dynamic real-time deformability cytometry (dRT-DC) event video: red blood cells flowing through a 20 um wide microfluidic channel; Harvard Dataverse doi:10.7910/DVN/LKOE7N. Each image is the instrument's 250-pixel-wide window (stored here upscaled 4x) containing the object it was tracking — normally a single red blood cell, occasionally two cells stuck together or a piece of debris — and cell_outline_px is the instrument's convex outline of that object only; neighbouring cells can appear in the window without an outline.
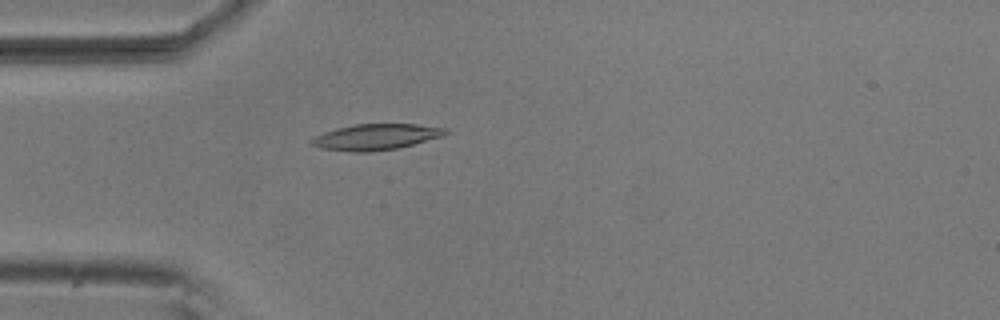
{"species": "common noctule bat (a hibernating species)", "species_latin": "Nyctalus noctula", "temperature_condition": "room temperature", "stored_images_in_passage": 54, "camera_frame_rate_fps": 3000, "um_per_image_px": 0.085, "animal": {"sex": "male", "body_mass_g": 20.5, "forearm_length_mm": 52.5}, "frame": {"image": 1, "passage_image": 15, "time_ms": 4.667, "image_size_px": [1000, 320], "cell_outline_px": [[448, 132], [444, 136], [400, 148], [368, 152], [352, 152], [320, 148], [312, 144], [308, 140], [324, 132], [336, 128], [356, 124], [416, 124], [444, 128]], "centroid_in_image_um": [31.95, 11.65], "position_along_channel_um": 53.1, "area_um2": 20.29}}
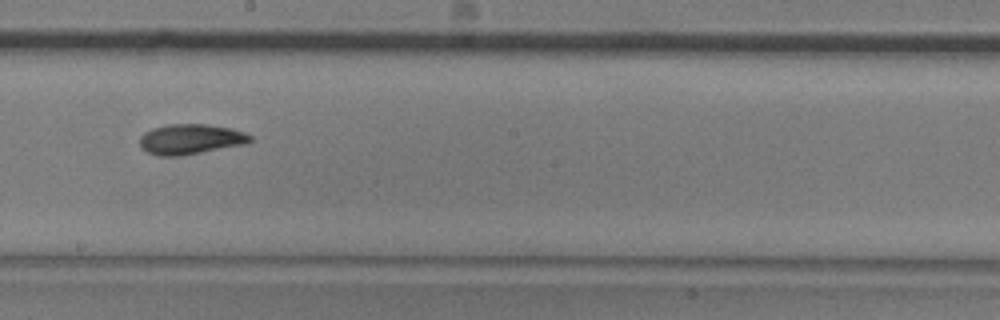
{"frame": {"image": 2, "passage_image": 30, "time_ms": 9.667, "image_size_px": [1000, 320], "cell_outline_px": [[252, 140], [244, 144], [180, 156], [160, 156], [148, 152], [140, 148], [140, 136], [144, 132], [152, 128], [168, 124], [208, 124], [232, 128], [244, 132], [252, 136]], "centroid_in_image_um": [16.18, 11.82], "position_along_channel_um": 232.0, "area_um2": 19.48}}
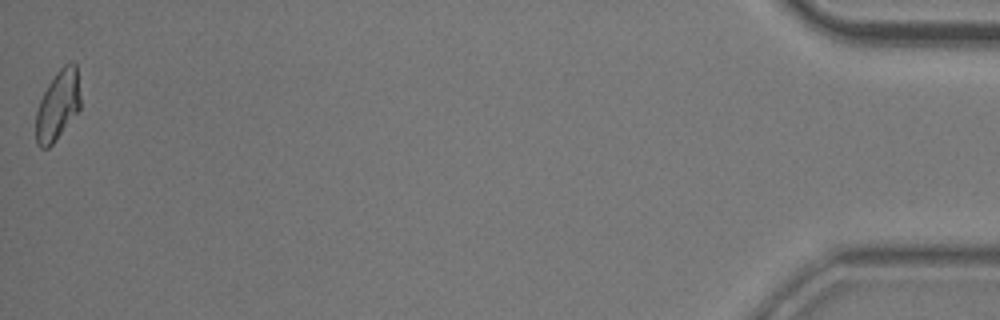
{"frame": {"image": 3, "passage_image": 54, "time_ms": 17.667, "image_size_px": [1000, 320], "cell_outline_px": [[80, 108], [52, 144], [48, 148], [40, 148], [36, 144], [36, 112], [40, 100], [48, 84], [56, 72], [68, 60], [72, 60], [76, 64], [80, 96]], "centroid_in_image_um": [4.91, 8.91], "position_along_channel_um": 430.3, "area_um2": 18.03}, "authors_computed_cell_mechanics": {"area_um2": 19.0162, "velocity_mm_per_s": 3.6999, "shape_relaxation_time_tau1_ms": 5.3969, "shape_relaxation_time_tau2_ms": 2.5352, "deformation_change_tau1": 0.1642, "deformation_change_tau2": 0.0779}}